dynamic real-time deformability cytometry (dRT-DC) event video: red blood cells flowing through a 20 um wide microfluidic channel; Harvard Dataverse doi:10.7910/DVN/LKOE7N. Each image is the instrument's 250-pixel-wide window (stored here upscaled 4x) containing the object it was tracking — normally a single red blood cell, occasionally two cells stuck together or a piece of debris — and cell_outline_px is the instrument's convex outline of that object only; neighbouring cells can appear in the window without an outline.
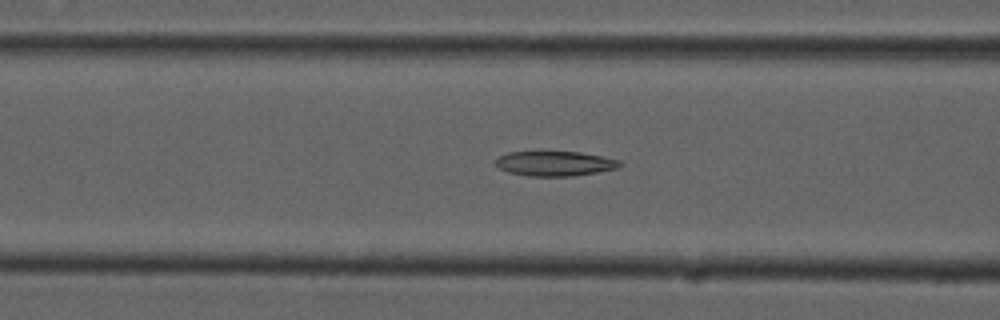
{"species": "common noctule bat (a hibernating species)", "species_latin": "Nyctalus noctula", "temperature_condition": "cold", "stored_images_in_passage": 55, "camera_frame_rate_fps": 3000, "um_per_image_px": 0.085, "animal": {"sex": "male", "forearm_length_mm": 52.5}, "frame": {"image": 1, "passage_image": 21, "time_ms": 6.667, "image_size_px": [1000, 320], "cell_outline_px": [[624, 164], [616, 168], [596, 172], [572, 176], [528, 176], [508, 172], [500, 168], [496, 164], [496, 160], [500, 156], [508, 152], [580, 152], [620, 160]], "centroid_in_image_um": [47.17, 13.9], "position_along_channel_um": 119.4, "area_um2": 17.74}}
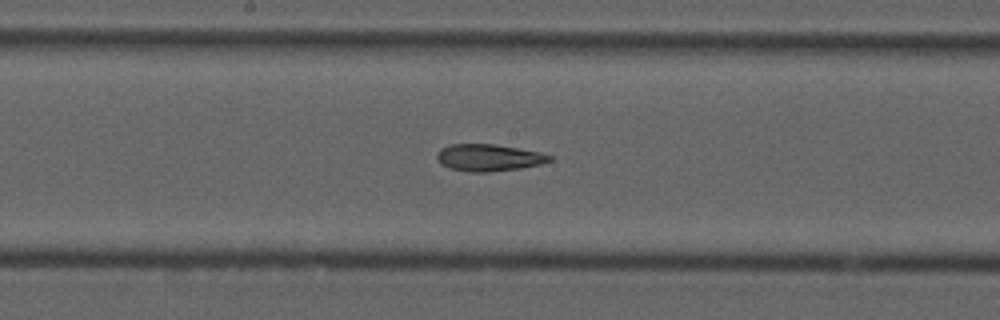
{"frame": {"image": 2, "passage_image": 28, "time_ms": 9.0, "image_size_px": [1000, 320], "cell_outline_px": [[552, 160], [540, 164], [520, 168], [488, 172], [468, 172], [448, 168], [440, 164], [436, 156], [436, 152], [440, 148], [448, 144], [496, 144], [540, 152], [552, 156]], "centroid_in_image_um": [41.49, 13.39], "position_along_channel_um": 206.7, "area_um2": 17.86}}
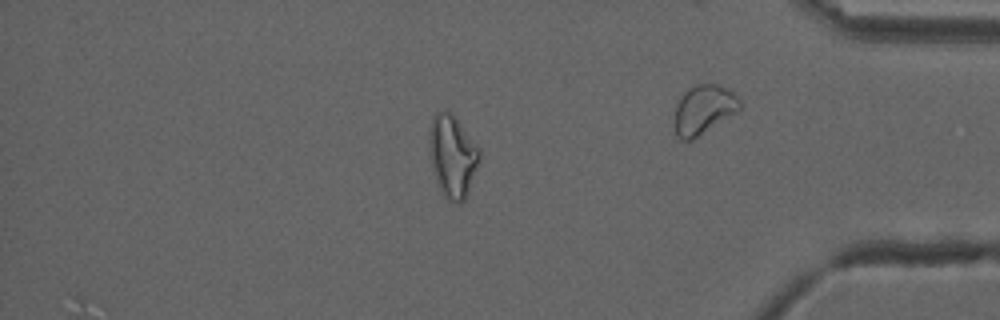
{"frame": {"image": 3, "passage_image": 46, "time_ms": 15.0, "image_size_px": [1000, 320], "cell_outline_px": [[480, 160], [468, 192], [464, 200], [460, 204], [456, 204], [448, 200], [444, 196], [436, 180], [432, 168], [428, 152], [428, 128], [432, 116], [436, 112], [448, 112], [456, 116], [480, 148]], "centroid_in_image_um": [38.44, 13.25], "position_along_channel_um": 396.8, "area_um2": 24.57}, "authors_computed_cell_mechanics": {"area_um2": 20.5768, "velocity_mm_per_s": 3.7253, "shape_relaxation_time_tau1_ms": null, "shape_relaxation_time_tau2_ms": 4.3706, "deformation_change_tau1": null, "deformation_change_tau2": 0.1285}}